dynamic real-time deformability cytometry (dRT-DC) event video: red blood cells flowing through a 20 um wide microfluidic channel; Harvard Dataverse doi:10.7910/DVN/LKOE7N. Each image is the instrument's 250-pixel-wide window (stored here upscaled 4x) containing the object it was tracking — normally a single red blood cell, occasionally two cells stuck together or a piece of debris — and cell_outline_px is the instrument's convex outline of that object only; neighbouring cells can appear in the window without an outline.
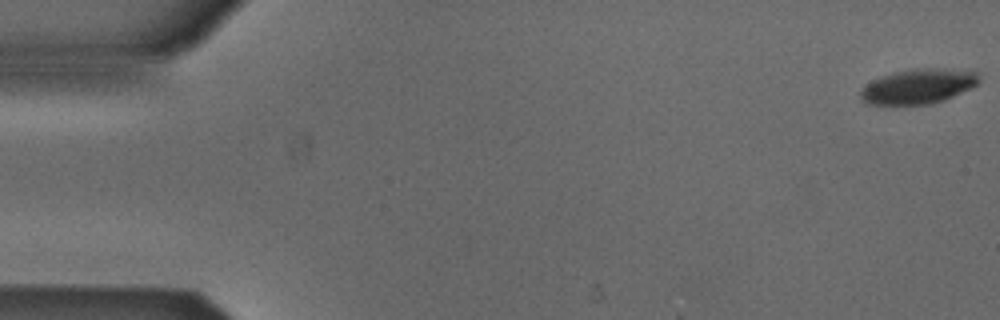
{"species": "Egyptian fruit bat (a non-hibernating species)", "species_latin": "Rousettus aegyptiacus", "temperature_condition": "cold", "stored_images_in_passage": 10, "camera_frame_rate_fps": 3000, "um_per_image_px": 0.085, "animal": {"sex": "male"}, "frame": {"image": 1, "passage_image": 1, "time_ms": 0.0, "image_size_px": [1000, 320], "cell_outline_px": [[980, 80], [976, 84], [944, 100], [932, 104], [868, 104], [860, 96], [860, 92], [868, 84], [884, 76], [896, 72], [916, 68], [928, 68], [976, 72], [980, 76]], "centroid_in_image_um": [78.06, 7.35], "position_along_channel_um": 6.9, "area_um2": 23.18}}